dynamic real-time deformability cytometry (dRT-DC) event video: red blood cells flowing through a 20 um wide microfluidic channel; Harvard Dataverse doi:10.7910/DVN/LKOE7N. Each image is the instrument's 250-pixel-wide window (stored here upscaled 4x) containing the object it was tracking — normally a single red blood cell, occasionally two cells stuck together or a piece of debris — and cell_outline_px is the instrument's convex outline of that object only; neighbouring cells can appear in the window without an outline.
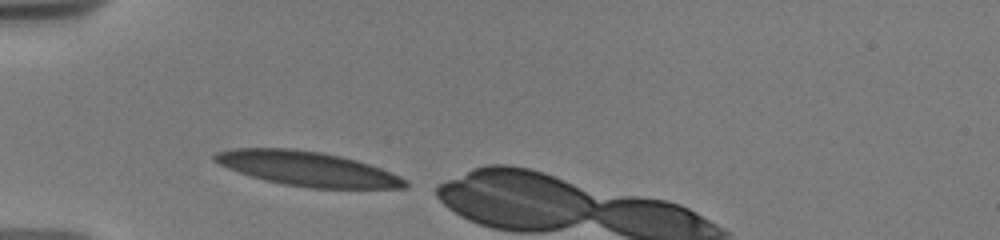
{"species": "human", "species_latin": "Homo sapiens", "temperature_condition": "warm", "stored_images_in_passage": 5, "camera_frame_rate_fps": 3000, "um_per_image_px": 0.085, "donor": {"sex": "male"}, "frame": {"image": 1, "passage_image": 1, "time_ms": 0.0, "image_size_px": [1000, 240], "cell_outline_px": [[408, 184], [404, 188], [312, 188], [284, 184], [252, 176], [228, 168], [212, 160], [212, 156], [216, 152], [232, 148], [292, 148], [320, 152], [340, 156], [356, 160], [380, 168], [400, 176], [408, 180]], "centroid_in_image_um": [26.13, 14.33], "position_along_channel_um": 58.9, "area_um2": 37.97}}